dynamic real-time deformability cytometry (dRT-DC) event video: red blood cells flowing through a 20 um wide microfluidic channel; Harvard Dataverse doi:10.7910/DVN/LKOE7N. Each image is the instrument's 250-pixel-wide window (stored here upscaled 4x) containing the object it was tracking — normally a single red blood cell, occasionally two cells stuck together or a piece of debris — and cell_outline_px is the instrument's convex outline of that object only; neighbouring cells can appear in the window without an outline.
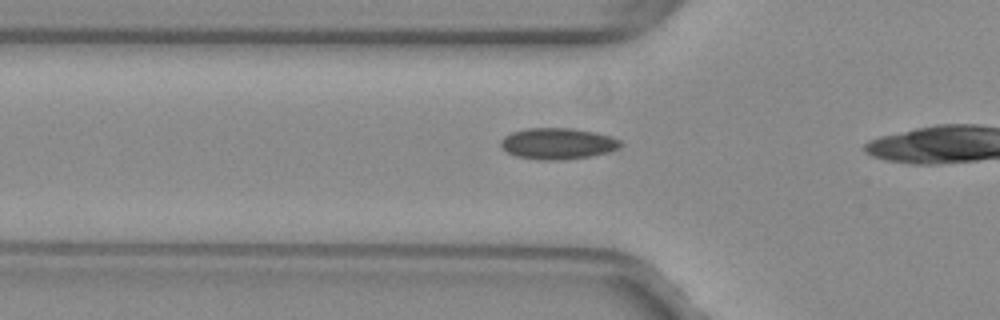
{"species": "common noctule bat (a hibernating species)", "species_latin": "Nyctalus noctula", "temperature_condition": "warm", "stored_images_in_passage": 27, "camera_frame_rate_fps": 3000, "um_per_image_px": 0.085, "animal": {"sex": "female", "body_mass_g": 29.2, "forearm_length_mm": 56.3}, "frame": {"image": 1, "passage_image": 3, "time_ms": 0.667, "image_size_px": [1000, 320], "cell_outline_px": [[624, 144], [620, 148], [608, 152], [592, 156], [564, 160], [540, 160], [516, 156], [508, 152], [500, 144], [500, 140], [504, 136], [512, 132], [528, 128], [572, 128], [596, 132], [620, 140]], "centroid_in_image_um": [47.43, 12.21], "position_along_channel_um": 78.4, "area_um2": 21.91}}
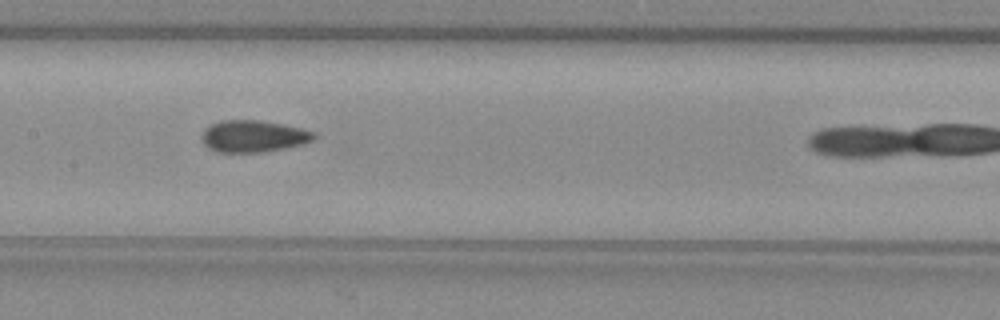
{"frame": {"image": 2, "passage_image": 11, "time_ms": 3.333, "image_size_px": [1000, 320], "cell_outline_px": [[316, 136], [312, 140], [300, 144], [284, 148], [260, 152], [216, 152], [208, 148], [200, 140], [200, 136], [204, 128], [220, 120], [260, 120], [300, 128], [316, 132]], "centroid_in_image_um": [21.46, 11.57], "position_along_channel_um": 185.9, "area_um2": 20.81}}
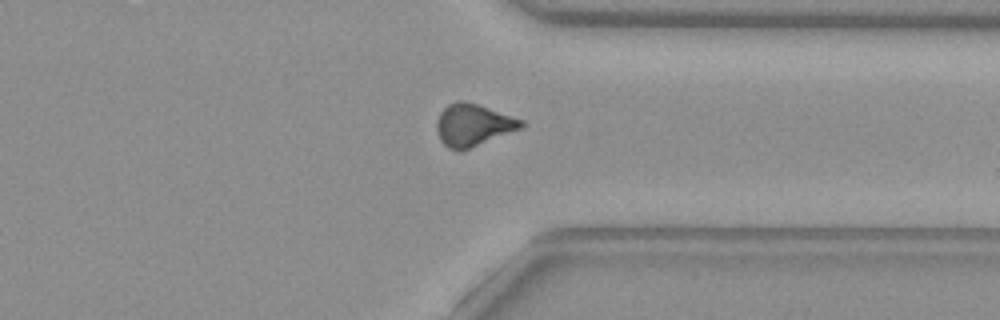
{"frame": {"image": 3, "passage_image": 25, "time_ms": 8.0, "image_size_px": [1000, 320], "cell_outline_px": [[524, 124], [520, 128], [468, 148], [448, 148], [440, 140], [436, 128], [436, 120], [440, 112], [448, 104], [456, 100], [464, 100], [524, 120]], "centroid_in_image_um": [40.16, 10.58], "position_along_channel_um": 371.2, "area_um2": 20.11}}